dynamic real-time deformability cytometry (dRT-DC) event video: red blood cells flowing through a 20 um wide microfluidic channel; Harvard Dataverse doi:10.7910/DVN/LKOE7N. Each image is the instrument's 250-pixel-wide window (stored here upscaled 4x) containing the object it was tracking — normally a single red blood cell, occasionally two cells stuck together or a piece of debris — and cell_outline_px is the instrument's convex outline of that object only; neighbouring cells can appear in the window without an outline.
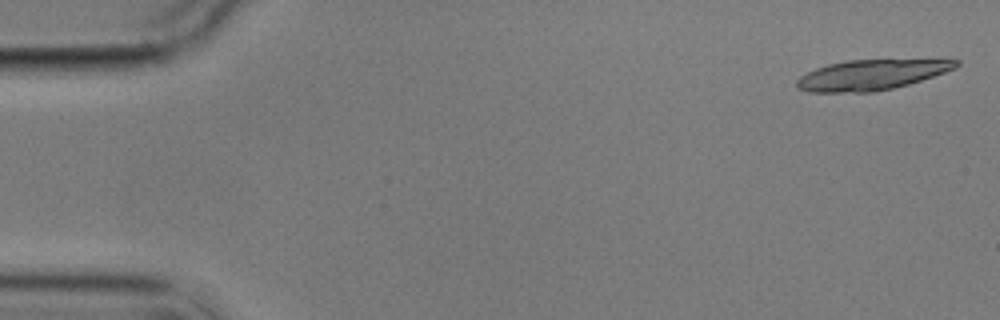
{"species": "common noctule bat (a hibernating species)", "species_latin": "Nyctalus noctula", "temperature_condition": "cold", "stored_images_in_passage": 2, "camera_frame_rate_fps": 3000, "um_per_image_px": 0.085, "animal": {"sex": "male", "body_mass_g": 17.9}, "frame": {"image": 1, "passage_image": 2, "time_ms": 2.333, "image_size_px": [1000, 320], "cell_outline_px": [[960, 64], [956, 68], [908, 84], [876, 92], [808, 92], [796, 88], [796, 80], [800, 76], [816, 68], [828, 64], [848, 60], [960, 60]], "centroid_in_image_um": [74.01, 6.37], "position_along_channel_um": 11.0, "area_um2": 27.8}}